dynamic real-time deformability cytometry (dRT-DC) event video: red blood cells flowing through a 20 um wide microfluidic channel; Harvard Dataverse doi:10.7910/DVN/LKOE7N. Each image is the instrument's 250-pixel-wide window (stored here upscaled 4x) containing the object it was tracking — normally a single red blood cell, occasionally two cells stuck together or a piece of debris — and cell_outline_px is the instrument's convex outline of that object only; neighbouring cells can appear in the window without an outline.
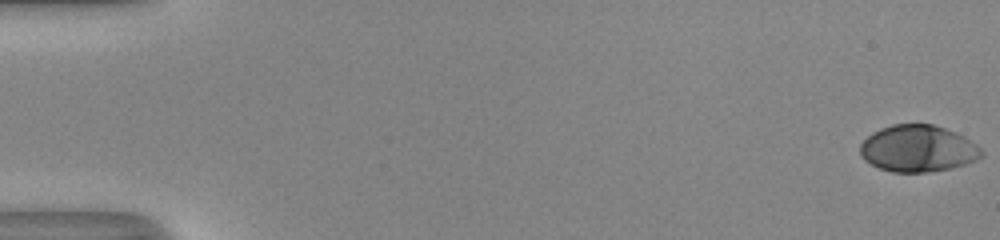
{"species": "human", "species_latin": "Homo sapiens", "temperature_condition": "room temperature", "stored_images_in_passage": 53, "camera_frame_rate_fps": 3000, "um_per_image_px": 0.085, "donor": {"sex": "male"}, "frame": {"image": 1, "passage_image": 1, "time_ms": 0.0, "image_size_px": [1000, 240], "cell_outline_px": [[984, 156], [976, 160], [964, 164], [948, 168], [928, 172], [892, 172], [880, 168], [864, 160], [860, 156], [860, 144], [872, 132], [880, 128], [892, 124], [932, 124], [956, 132], [964, 136], [976, 144], [984, 152]], "centroid_in_image_um": [78.02, 12.62], "position_along_channel_um": 7.0, "area_um2": 33.06}}
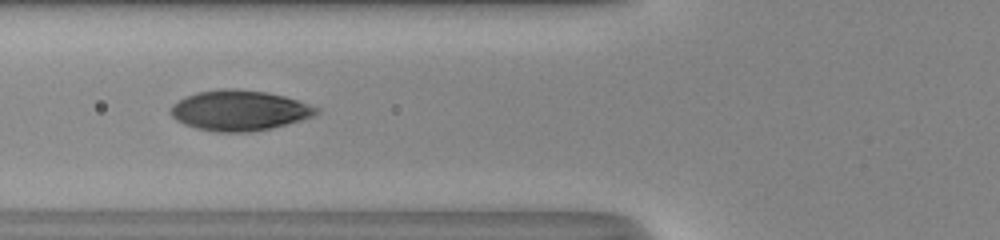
{"frame": {"image": 2, "passage_image": 22, "time_ms": 7.0, "image_size_px": [1000, 240], "cell_outline_px": [[320, 112], [312, 116], [300, 120], [272, 128], [248, 132], [216, 132], [196, 128], [184, 124], [176, 120], [168, 112], [172, 104], [184, 96], [196, 92], [220, 88], [236, 88], [268, 92], [284, 96], [320, 108]], "centroid_in_image_um": [20.3, 9.38], "position_along_channel_um": 105.5, "area_um2": 34.51}}
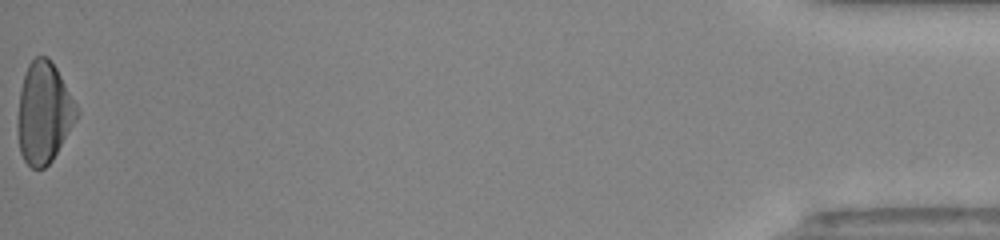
{"frame": {"image": 3, "passage_image": 53, "time_ms": 17.333, "image_size_px": [1000, 240], "cell_outline_px": [[80, 112], [76, 120], [52, 160], [44, 168], [32, 168], [24, 160], [20, 152], [16, 128], [16, 124], [20, 88], [28, 64], [36, 56], [48, 56], [56, 68], [76, 104]], "centroid_in_image_um": [3.7, 9.59], "position_along_channel_um": 431.5, "area_um2": 34.8}, "authors_computed_cell_mechanics": {"area_um2": 33.235, "velocity_mm_per_s": 4.1107, "shape_relaxation_time_tau1_ms": 3.8003, "shape_relaxation_time_tau2_ms": null, "deformation_change_tau1": 0.2043, "deformation_change_tau2": null}}